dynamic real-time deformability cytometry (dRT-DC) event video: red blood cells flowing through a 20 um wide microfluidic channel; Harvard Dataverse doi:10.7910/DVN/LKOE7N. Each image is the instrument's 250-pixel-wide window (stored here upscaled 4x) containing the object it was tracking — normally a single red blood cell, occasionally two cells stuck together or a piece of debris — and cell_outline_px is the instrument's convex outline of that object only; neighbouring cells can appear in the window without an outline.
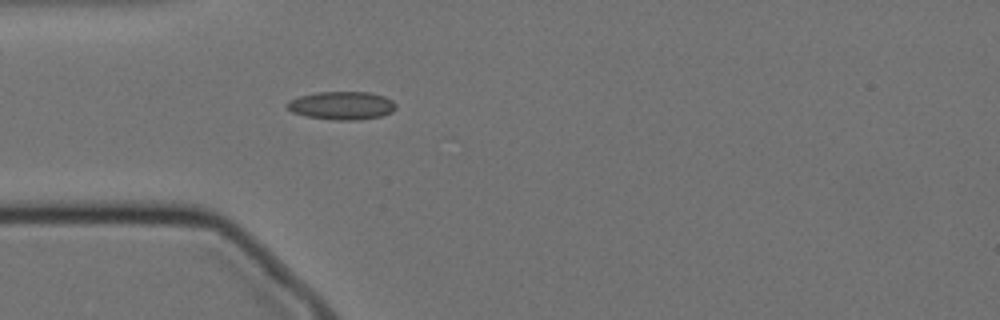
{"species": "Egyptian fruit bat (a non-hibernating species)", "species_latin": "Rousettus aegyptiacus", "temperature_condition": "cold", "stored_images_in_passage": 5, "camera_frame_rate_fps": 3000, "um_per_image_px": 0.085, "animal": {"sex": "female"}, "frame": {"image": 1, "passage_image": 1, "time_ms": 0.0, "image_size_px": [1000, 320], "cell_outline_px": [[396, 108], [392, 112], [380, 116], [360, 120], [332, 120], [308, 116], [292, 112], [284, 104], [288, 100], [300, 96], [316, 92], [368, 92], [384, 96], [392, 100], [396, 104]], "centroid_in_image_um": [29.04, 8.97], "position_along_channel_um": 56.0, "area_um2": 17.92}}
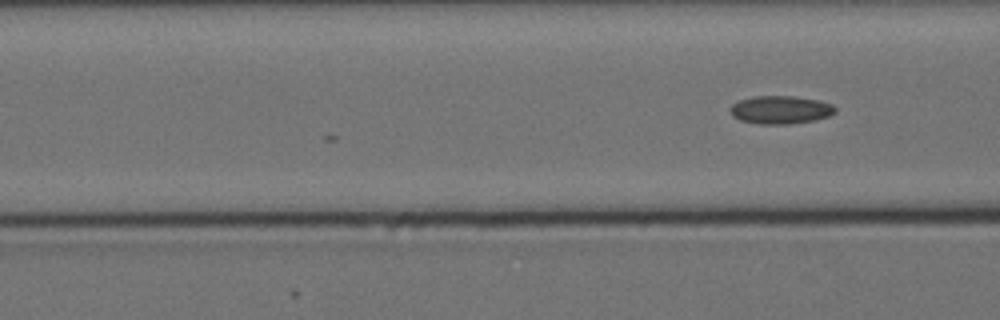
{"frame": {"image": 2, "passage_image": 5, "time_ms": 1.333, "image_size_px": [1000, 320], "cell_outline_px": [[836, 112], [828, 116], [816, 120], [788, 124], [756, 124], [740, 120], [732, 116], [728, 108], [732, 104], [740, 100], [752, 96], [796, 96], [816, 100], [832, 104], [836, 108]], "centroid_in_image_um": [66.31, 9.34], "position_along_channel_um": 100.3, "area_um2": 17.34}}